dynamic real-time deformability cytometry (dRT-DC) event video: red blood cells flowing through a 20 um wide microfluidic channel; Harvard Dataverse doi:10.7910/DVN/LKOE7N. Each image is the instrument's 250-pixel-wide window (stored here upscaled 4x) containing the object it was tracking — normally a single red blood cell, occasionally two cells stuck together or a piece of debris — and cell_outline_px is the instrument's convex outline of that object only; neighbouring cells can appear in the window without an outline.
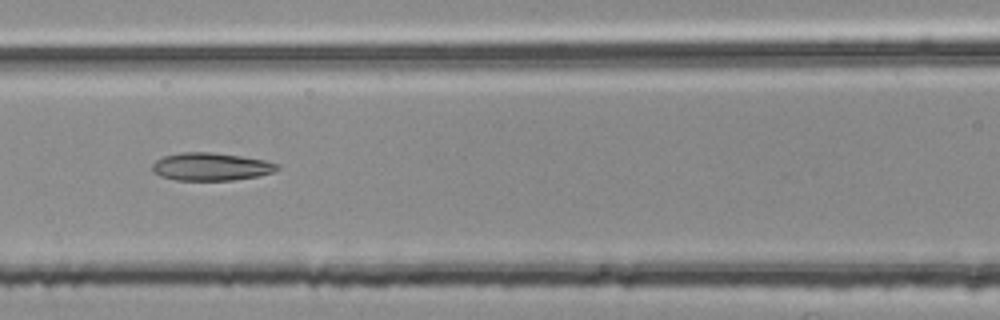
{"species": "common noctule bat (a hibernating species)", "species_latin": "Nyctalus noctula", "temperature_condition": "room temperature", "stored_images_in_passage": 10, "camera_frame_rate_fps": 3000, "um_per_image_px": 0.085, "animal": {"sex": "female", "body_mass_g": 25.1}, "frame": {"image": 1, "passage_image": 7, "time_ms": 2.0, "image_size_px": [1000, 320], "cell_outline_px": [[280, 168], [272, 172], [260, 176], [232, 180], [176, 180], [160, 176], [152, 172], [152, 164], [156, 160], [164, 156], [180, 152], [212, 152], [240, 156], [264, 160], [280, 164]], "centroid_in_image_um": [17.92, 14.17], "position_along_channel_um": 148.7, "area_um2": 20.35}}